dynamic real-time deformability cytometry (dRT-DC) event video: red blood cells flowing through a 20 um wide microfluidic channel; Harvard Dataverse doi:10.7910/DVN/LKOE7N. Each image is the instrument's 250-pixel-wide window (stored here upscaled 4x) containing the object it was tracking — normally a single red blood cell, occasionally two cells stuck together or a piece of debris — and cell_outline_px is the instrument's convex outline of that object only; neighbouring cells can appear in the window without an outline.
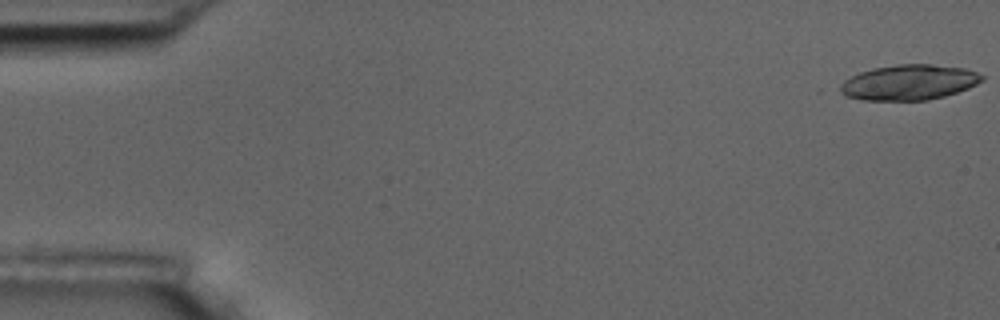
{"species": "common noctule bat (a hibernating species)", "species_latin": "Nyctalus noctula", "temperature_condition": "room temperature", "stored_images_in_passage": 9, "camera_frame_rate_fps": 3000, "um_per_image_px": 0.085, "animal": {"sex": "male", "body_mass_g": 17.5, "forearm_length_mm": 52.3}, "frame": {"image": 1, "passage_image": 1, "time_ms": 0.0, "image_size_px": [1000, 320], "cell_outline_px": [[984, 80], [968, 88], [944, 96], [928, 100], [864, 100], [844, 96], [836, 92], [832, 88], [844, 80], [860, 72], [872, 68], [896, 64], [932, 64], [964, 68], [976, 72], [984, 76]], "centroid_in_image_um": [77.17, 7.0], "position_along_channel_um": 7.8, "area_um2": 29.59}}
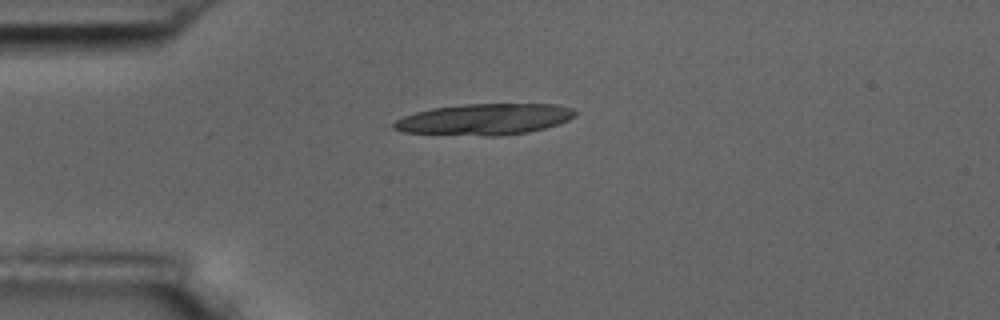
{"frame": {"image": 2, "passage_image": 4, "time_ms": 4.333, "image_size_px": [1000, 320], "cell_outline_px": [[576, 116], [568, 120], [544, 128], [528, 132], [496, 136], [484, 136], [400, 132], [392, 128], [392, 124], [396, 120], [404, 116], [416, 112], [432, 108], [464, 104], [556, 104], [572, 108], [576, 112]], "centroid_in_image_um": [41.16, 10.14], "position_along_channel_um": 43.8, "area_um2": 32.95}}